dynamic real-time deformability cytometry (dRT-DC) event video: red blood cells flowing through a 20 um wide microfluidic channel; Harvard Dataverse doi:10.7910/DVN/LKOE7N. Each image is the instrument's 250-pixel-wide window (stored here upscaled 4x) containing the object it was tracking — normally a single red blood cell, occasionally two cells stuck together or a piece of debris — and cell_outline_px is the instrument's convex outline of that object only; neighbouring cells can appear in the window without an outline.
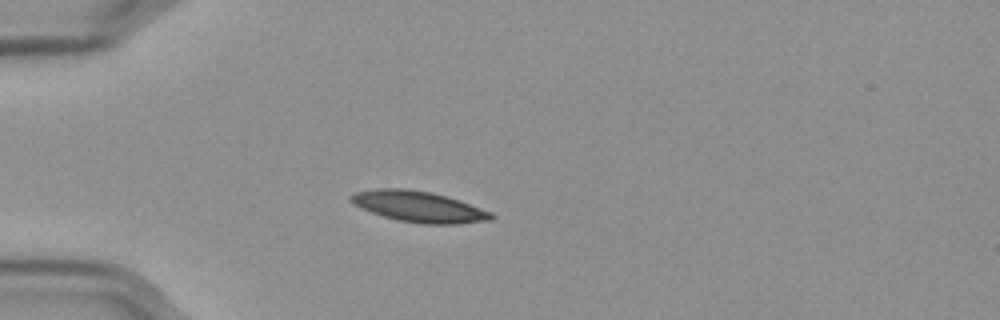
{"species": "Egyptian fruit bat (a non-hibernating species)", "species_latin": "Rousettus aegyptiacus", "temperature_condition": "cold", "stored_images_in_passage": 38, "camera_frame_rate_fps": 3000, "um_per_image_px": 0.085, "frame": {"image": 1, "passage_image": 1, "time_ms": 0.0, "image_size_px": [1000, 320], "cell_outline_px": [[496, 216], [492, 220], [460, 224], [420, 224], [396, 220], [372, 212], [352, 204], [348, 200], [348, 196], [356, 192], [380, 188], [404, 188], [432, 192], [492, 212]], "centroid_in_image_um": [35.57, 17.57], "position_along_channel_um": 49.4, "area_um2": 25.26}}
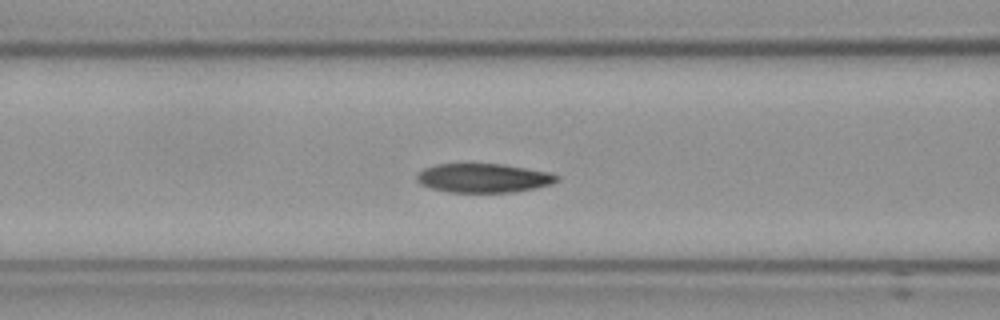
{"frame": {"image": 2, "passage_image": 9, "time_ms": 2.667, "image_size_px": [1000, 320], "cell_outline_px": [[560, 176], [552, 184], [512, 192], [448, 192], [432, 188], [420, 184], [416, 180], [416, 176], [424, 168], [436, 164], [504, 164], [552, 172]], "centroid_in_image_um": [41.1, 15.12], "position_along_channel_um": 125.5, "area_um2": 23.64}}
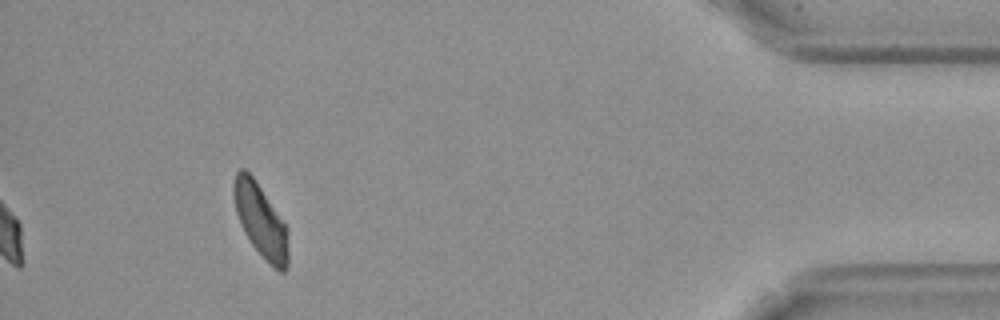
{"frame": {"image": 3, "passage_image": 38, "time_ms": 12.333, "image_size_px": [1000, 320], "cell_outline_px": [[288, 268], [284, 272], [280, 272], [252, 244], [236, 212], [232, 188], [232, 184], [236, 172], [240, 168], [244, 168], [252, 176], [288, 228]], "centroid_in_image_um": [22.17, 18.71], "position_along_channel_um": 413.0, "area_um2": 22.6}, "authors_computed_cell_mechanics": {"area_um2": 24.3627, "velocity_mm_per_s": 3.5418, "shape_relaxation_time_tau1_ms": 4.7841, "shape_relaxation_time_tau2_ms": 2.7112, "deformation_change_tau1": 0.1396, "deformation_change_tau2": 0.0812}}